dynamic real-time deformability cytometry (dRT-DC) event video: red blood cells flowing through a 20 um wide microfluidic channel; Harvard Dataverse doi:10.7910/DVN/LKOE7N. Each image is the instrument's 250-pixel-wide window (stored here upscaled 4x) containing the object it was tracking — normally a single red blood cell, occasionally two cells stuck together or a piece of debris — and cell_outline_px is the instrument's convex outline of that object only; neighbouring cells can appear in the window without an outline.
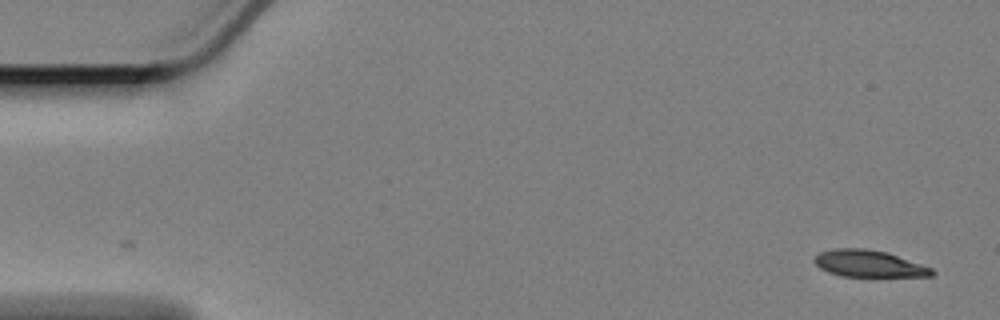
{"species": "Egyptian fruit bat (a non-hibernating species)", "species_latin": "Rousettus aegyptiacus", "temperature_condition": "cold", "stored_images_in_passage": 57, "camera_frame_rate_fps": 3000, "um_per_image_px": 0.085, "animal": {"sex": "female"}, "frame": {"image": 1, "passage_image": 1, "time_ms": 0.0, "image_size_px": [1000, 320], "cell_outline_px": [[936, 272], [932, 276], [844, 276], [828, 272], [820, 268], [812, 260], [820, 252], [836, 248], [864, 248], [888, 252], [932, 268]], "centroid_in_image_um": [73.85, 22.4], "position_along_channel_um": 11.1, "area_um2": 18.26}}
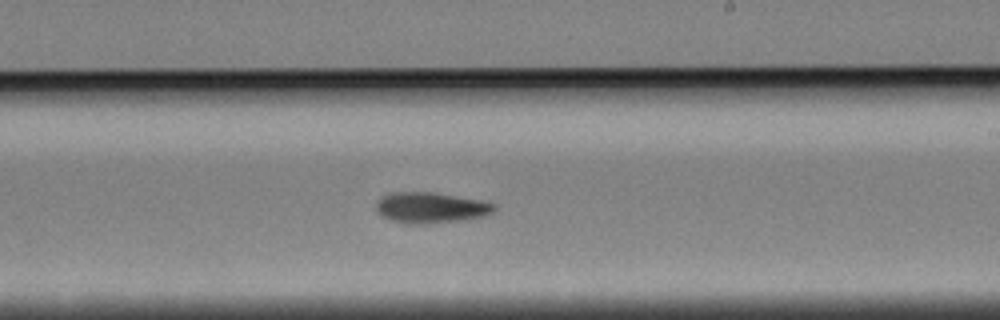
{"frame": {"image": 2, "passage_image": 33, "time_ms": 10.667, "image_size_px": [1000, 320], "cell_outline_px": [[496, 208], [488, 216], [460, 220], [424, 224], [416, 224], [392, 220], [380, 216], [376, 208], [376, 200], [380, 196], [388, 192], [436, 192], [480, 200], [496, 204]], "centroid_in_image_um": [36.6, 17.63], "position_along_channel_um": 252.4, "area_um2": 21.39}}
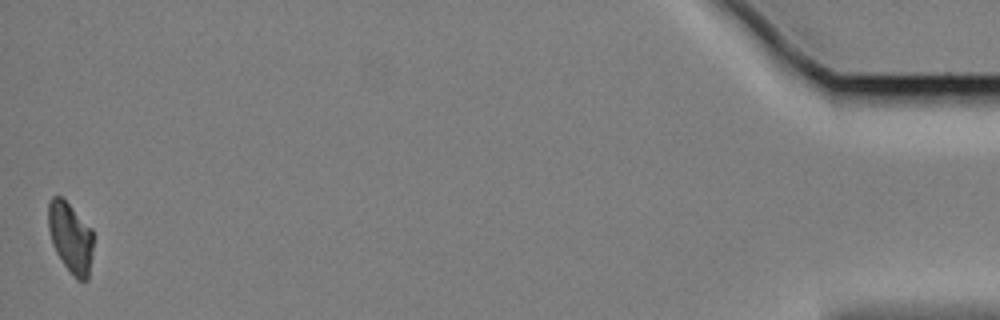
{"frame": {"image": 3, "passage_image": 57, "time_ms": 18.667, "image_size_px": [1000, 320], "cell_outline_px": [[92, 252], [88, 280], [76, 280], [72, 276], [56, 252], [52, 244], [48, 228], [48, 200], [52, 196], [60, 196], [92, 228]], "centroid_in_image_um": [5.98, 20.2], "position_along_channel_um": 429.2, "area_um2": 18.44}, "authors_computed_cell_mechanics": {"area_um2": 20.4612, "velocity_mm_per_s": 3.3658, "shape_relaxation_time_tau1_ms": 4.4019, "shape_relaxation_time_tau2_ms": null, "deformation_change_tau1": 0.1353, "deformation_change_tau2": null}}